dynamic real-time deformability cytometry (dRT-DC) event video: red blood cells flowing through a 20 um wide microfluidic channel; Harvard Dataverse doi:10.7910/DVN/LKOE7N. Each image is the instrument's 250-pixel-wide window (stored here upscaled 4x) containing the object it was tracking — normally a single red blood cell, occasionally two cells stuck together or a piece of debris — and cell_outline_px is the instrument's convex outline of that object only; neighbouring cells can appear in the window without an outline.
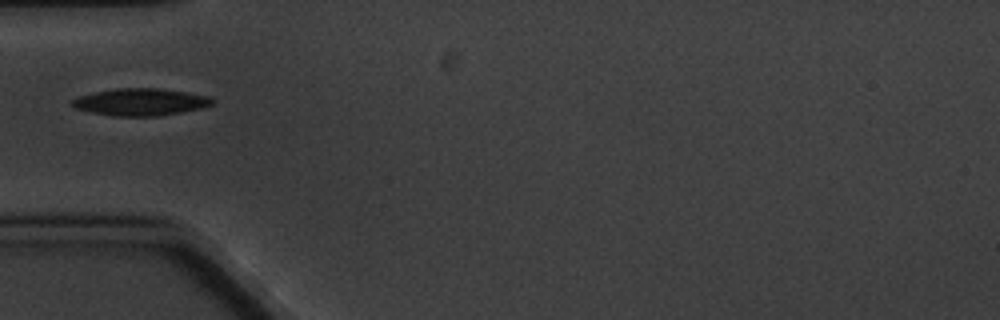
{"species": "common noctule bat (a hibernating species)", "species_latin": "Nyctalus noctula", "temperature_condition": "cold", "stored_images_in_passage": 6, "camera_frame_rate_fps": 3000, "um_per_image_px": 0.085, "animal": {"sex": "male", "body_mass_g": 20.1, "forearm_length_mm": 53.5}, "frame": {"image": 1, "passage_image": 1, "time_ms": 0.0, "image_size_px": [1000, 320], "cell_outline_px": [[212, 104], [200, 108], [180, 112], [156, 116], [112, 116], [92, 112], [76, 108], [72, 104], [72, 100], [76, 96], [116, 88], [156, 88], [184, 92], [208, 96], [212, 100]], "centroid_in_image_um": [11.89, 8.67], "position_along_channel_um": 73.1, "area_um2": 21.79}}
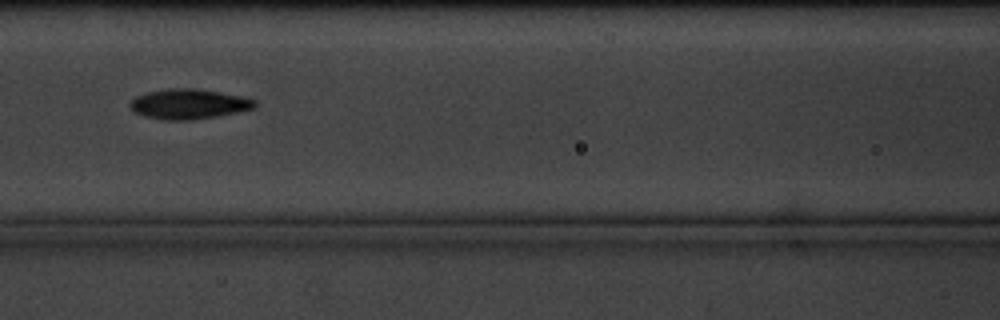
{"frame": {"image": 2, "passage_image": 3, "time_ms": 2.333, "image_size_px": [1000, 320], "cell_outline_px": [[256, 108], [216, 116], [192, 120], [164, 120], [144, 116], [136, 112], [128, 104], [136, 96], [148, 92], [168, 88], [196, 88], [244, 96], [256, 100]], "centroid_in_image_um": [16.07, 8.83], "position_along_channel_um": 150.5, "area_um2": 21.85}}
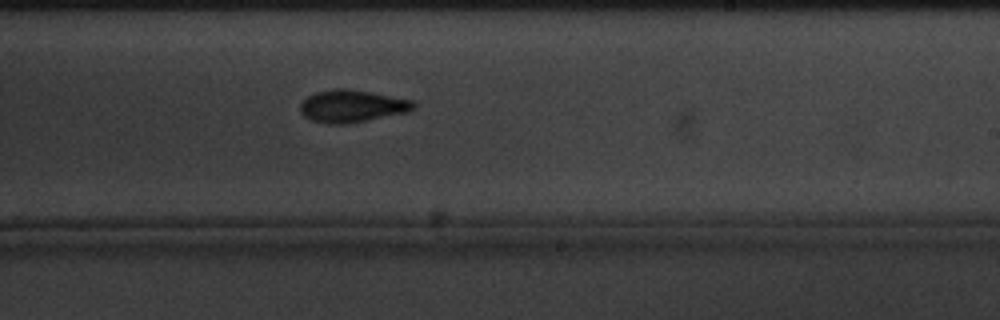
{"frame": {"image": 3, "passage_image": 6, "time_ms": 5.667, "image_size_px": [1000, 320], "cell_outline_px": [[416, 104], [408, 112], [348, 124], [328, 124], [312, 120], [304, 116], [300, 112], [300, 104], [308, 96], [316, 92], [336, 88], [344, 88], [372, 92], [412, 100]], "centroid_in_image_um": [29.9, 9.02], "position_along_channel_um": 259.1, "area_um2": 21.33}}